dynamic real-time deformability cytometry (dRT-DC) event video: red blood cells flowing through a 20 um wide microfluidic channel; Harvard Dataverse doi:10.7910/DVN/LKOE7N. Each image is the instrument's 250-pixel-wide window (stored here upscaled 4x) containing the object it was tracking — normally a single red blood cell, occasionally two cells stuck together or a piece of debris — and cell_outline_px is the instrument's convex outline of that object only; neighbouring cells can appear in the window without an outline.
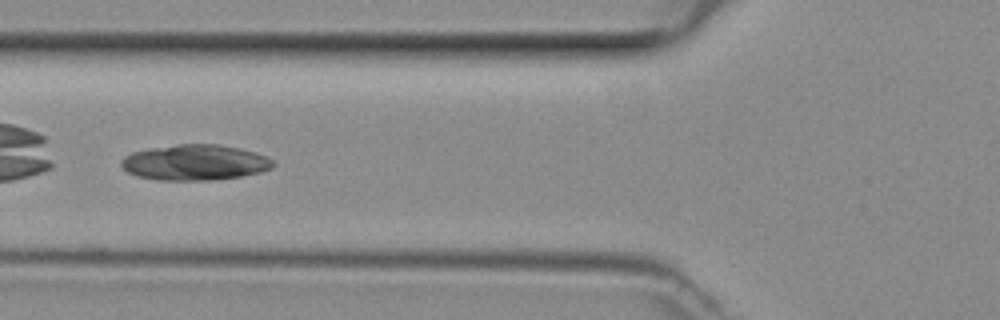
{"species": "common noctule bat (a hibernating species)", "species_latin": "Nyctalus noctula", "temperature_condition": "room temperature", "stored_images_in_passage": 30, "camera_frame_rate_fps": 3000, "um_per_image_px": 0.085, "animal": {"sex": "female", "body_mass_g": 29.2, "forearm_length_mm": 56.3}, "frame": {"image": 1, "passage_image": 18, "time_ms": 5.667, "image_size_px": [1000, 320], "cell_outline_px": [[276, 164], [272, 168], [260, 172], [240, 176], [216, 180], [156, 180], [136, 176], [128, 172], [120, 164], [120, 160], [124, 156], [132, 152], [152, 148], [180, 144], [220, 144], [240, 148], [256, 152], [268, 156]], "centroid_in_image_um": [16.58, 13.81], "position_along_channel_um": 109.2, "area_um2": 31.73}}